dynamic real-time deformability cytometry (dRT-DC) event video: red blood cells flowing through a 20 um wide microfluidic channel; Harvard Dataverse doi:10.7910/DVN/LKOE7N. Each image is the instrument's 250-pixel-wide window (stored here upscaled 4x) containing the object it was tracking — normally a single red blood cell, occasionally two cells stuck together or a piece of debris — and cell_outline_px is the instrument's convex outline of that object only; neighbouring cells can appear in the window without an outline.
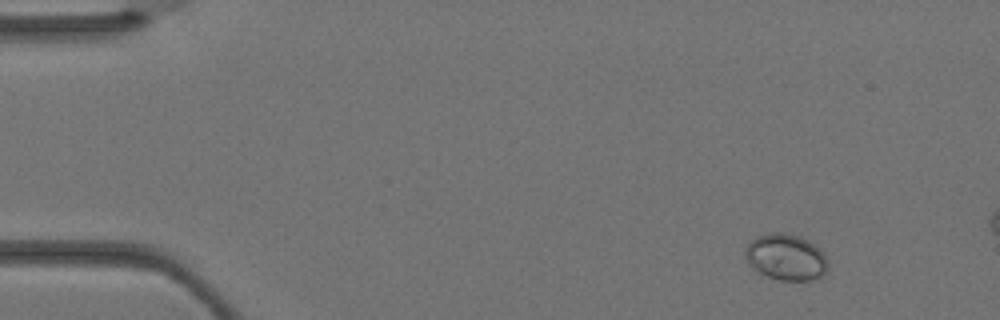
{"species": "Egyptian fruit bat (a non-hibernating species)", "species_latin": "Rousettus aegyptiacus", "temperature_condition": "warm", "stored_images_in_passage": 3, "camera_frame_rate_fps": 3000, "um_per_image_px": 0.085, "animal": {"sex": "female"}, "frame": {"image": 1, "passage_image": 1, "time_ms": 0.0, "image_size_px": [1000, 320], "cell_outline_px": [[828, 268], [824, 276], [812, 280], [780, 280], [768, 276], [752, 268], [744, 256], [744, 248], [752, 240], [760, 236], [772, 232], [780, 232], [796, 236], [808, 240], [820, 248], [824, 252], [828, 260]], "centroid_in_image_um": [66.84, 21.87], "position_along_channel_um": 18.2, "area_um2": 22.37}}